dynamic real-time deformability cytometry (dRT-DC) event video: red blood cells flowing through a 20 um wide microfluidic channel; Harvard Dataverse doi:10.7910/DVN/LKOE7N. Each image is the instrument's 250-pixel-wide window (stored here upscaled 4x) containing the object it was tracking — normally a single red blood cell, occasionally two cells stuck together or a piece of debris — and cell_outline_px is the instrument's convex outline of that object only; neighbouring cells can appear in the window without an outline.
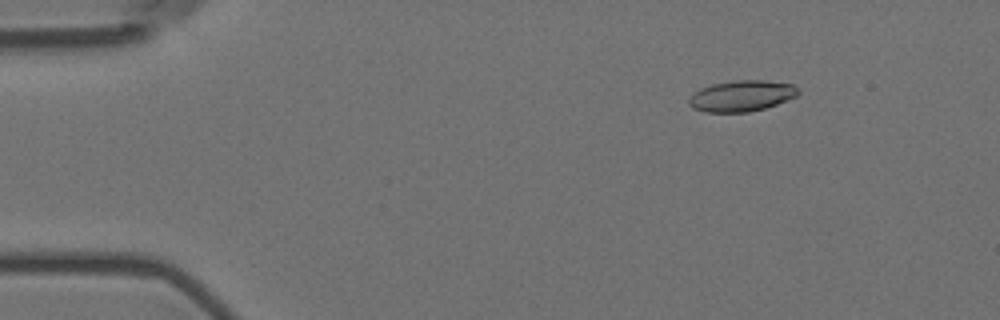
{"species": "Egyptian fruit bat (a non-hibernating species)", "species_latin": "Rousettus aegyptiacus", "temperature_condition": "room temperature", "stored_images_in_passage": 7, "camera_frame_rate_fps": 3000, "um_per_image_px": 0.085, "animal": {"sex": "female"}, "frame": {"image": 1, "passage_image": 3, "time_ms": 0.667, "image_size_px": [1000, 320], "cell_outline_px": [[800, 92], [796, 96], [788, 100], [764, 108], [748, 112], [704, 112], [692, 108], [688, 104], [688, 100], [700, 88], [712, 84], [736, 80], [764, 80], [792, 84]], "centroid_in_image_um": [63.02, 8.15], "position_along_channel_um": 22.0, "area_um2": 19.65}}
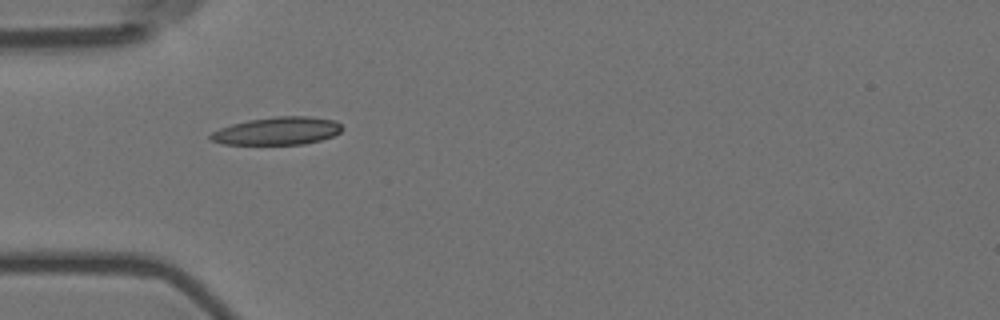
{"frame": {"image": 2, "passage_image": 6, "time_ms": 1.667, "image_size_px": [1000, 320], "cell_outline_px": [[344, 128], [340, 132], [332, 136], [320, 140], [304, 144], [224, 144], [212, 140], [208, 136], [212, 132], [220, 128], [232, 124], [248, 120], [276, 116], [308, 116], [336, 120]], "centroid_in_image_um": [23.6, 11.12], "position_along_channel_um": 61.4, "area_um2": 21.27}}
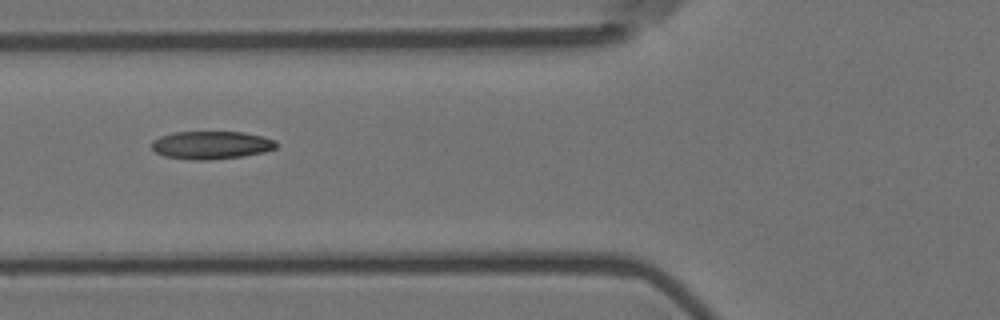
{"frame": {"image": 3, "passage_image": 7, "time_ms": 2.0, "image_size_px": [1000, 320], "cell_outline_px": [[276, 148], [264, 152], [244, 156], [212, 160], [192, 160], [164, 156], [156, 152], [152, 148], [152, 140], [160, 136], [172, 132], [244, 132], [276, 140]], "centroid_in_image_um": [17.94, 12.33], "position_along_channel_um": 107.9, "area_um2": 20.4}}